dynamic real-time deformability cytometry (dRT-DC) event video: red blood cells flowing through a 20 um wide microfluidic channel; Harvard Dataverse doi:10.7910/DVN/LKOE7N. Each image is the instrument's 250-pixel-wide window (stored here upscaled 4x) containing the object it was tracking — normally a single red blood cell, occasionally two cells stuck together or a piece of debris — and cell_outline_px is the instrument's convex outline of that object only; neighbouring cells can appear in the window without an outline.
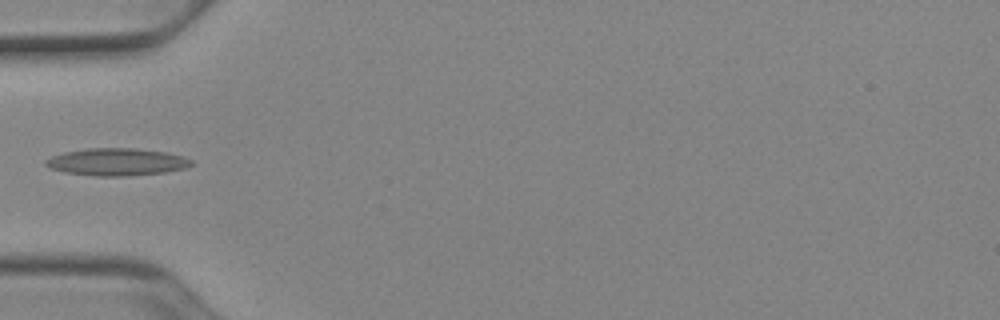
{"species": "Egyptian fruit bat (a non-hibernating species)", "species_latin": "Rousettus aegyptiacus", "temperature_condition": "cold", "stored_images_in_passage": 21, "camera_frame_rate_fps": 3000, "um_per_image_px": 0.085, "animal": {"sex": "female"}, "frame": {"image": 1, "passage_image": 1, "time_ms": 0.0, "image_size_px": [1000, 320], "cell_outline_px": [[192, 164], [184, 168], [164, 172], [128, 176], [96, 176], [64, 172], [52, 168], [44, 164], [44, 160], [52, 156], [64, 152], [88, 148], [136, 148], [168, 152], [184, 156], [192, 160]], "centroid_in_image_um": [9.93, 13.76], "position_along_channel_um": 75.1, "area_um2": 23.24}}
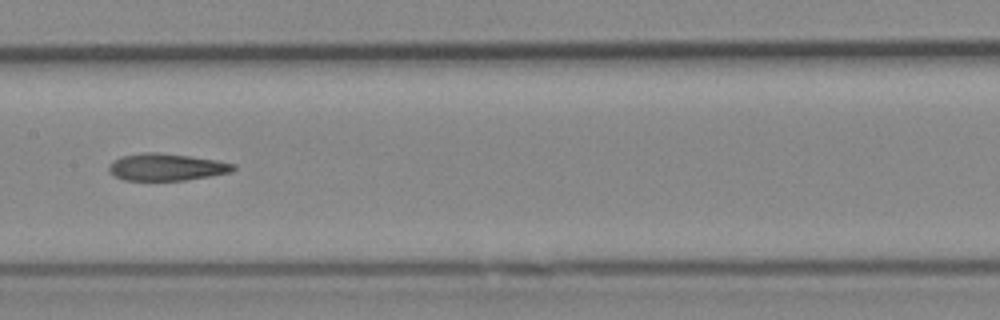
{"frame": {"image": 2, "passage_image": 10, "time_ms": 3.0, "image_size_px": [1000, 320], "cell_outline_px": [[236, 168], [232, 172], [184, 180], [124, 180], [108, 172], [108, 164], [112, 160], [120, 156], [144, 152], [160, 152], [216, 160], [236, 164]], "centroid_in_image_um": [14.11, 14.19], "position_along_channel_um": 193.3, "area_um2": 19.71}}
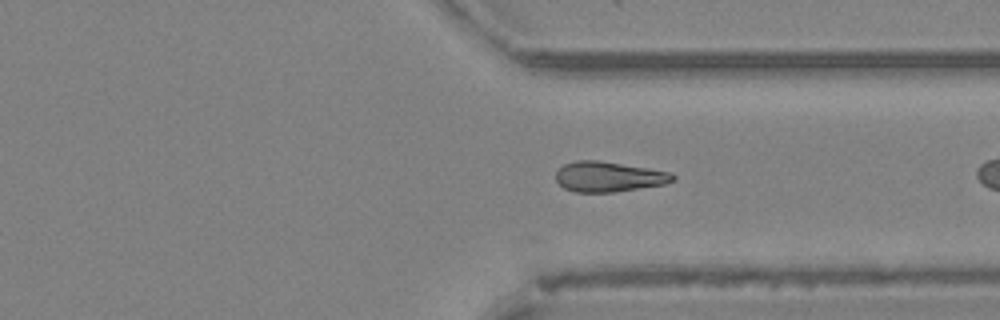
{"frame": {"image": 3, "passage_image": 20, "time_ms": 6.333, "image_size_px": [1000, 320], "cell_outline_px": [[676, 180], [664, 184], [612, 192], [576, 192], [564, 188], [556, 180], [556, 172], [564, 164], [576, 160], [596, 160], [672, 172], [676, 176]], "centroid_in_image_um": [51.74, 15.02], "position_along_channel_um": 359.7, "area_um2": 20.4}}